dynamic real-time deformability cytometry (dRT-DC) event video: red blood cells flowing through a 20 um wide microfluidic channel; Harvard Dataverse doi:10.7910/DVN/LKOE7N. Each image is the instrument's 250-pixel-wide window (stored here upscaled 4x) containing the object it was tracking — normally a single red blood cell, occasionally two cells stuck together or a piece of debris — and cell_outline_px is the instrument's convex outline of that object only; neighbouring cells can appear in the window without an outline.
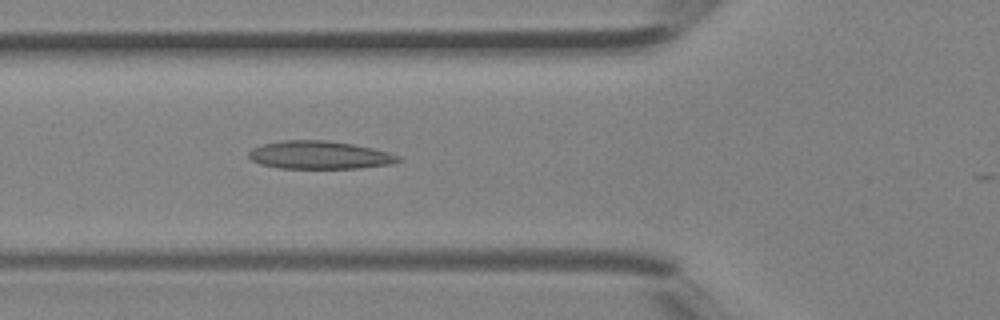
{"species": "Egyptian fruit bat (a non-hibernating species)", "species_latin": "Rousettus aegyptiacus", "temperature_condition": "room temperature", "stored_images_in_passage": 5, "camera_frame_rate_fps": 3000, "um_per_image_px": 0.085, "animal": {"sex": "female"}, "frame": {"image": 1, "passage_image": 4, "time_ms": 1.0, "image_size_px": [1000, 320], "cell_outline_px": [[404, 160], [392, 164], [360, 168], [280, 168], [260, 164], [252, 160], [248, 156], [248, 152], [252, 148], [264, 144], [284, 140], [324, 140], [352, 144], [372, 148], [388, 152], [400, 156]], "centroid_in_image_um": [27.19, 13.18], "position_along_channel_um": 98.6, "area_um2": 24.39}}